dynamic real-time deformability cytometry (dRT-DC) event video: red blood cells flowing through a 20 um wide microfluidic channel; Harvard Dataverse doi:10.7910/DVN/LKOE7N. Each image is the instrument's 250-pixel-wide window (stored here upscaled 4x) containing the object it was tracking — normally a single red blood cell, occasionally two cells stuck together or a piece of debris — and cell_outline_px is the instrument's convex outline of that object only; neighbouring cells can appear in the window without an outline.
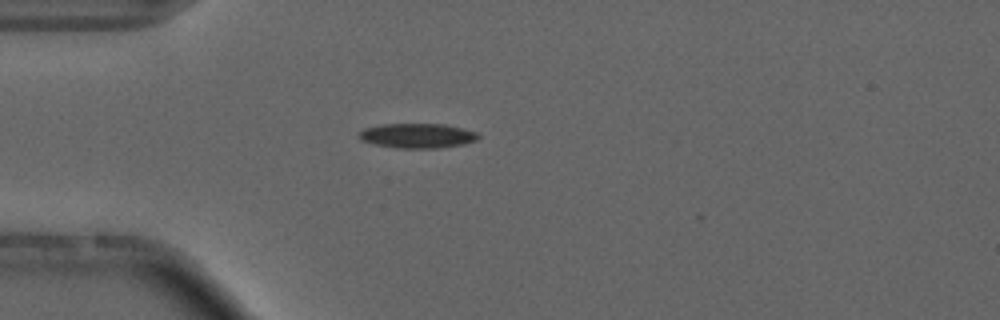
{"species": "common noctule bat (a hibernating species)", "species_latin": "Nyctalus noctula", "temperature_condition": "cold", "stored_images_in_passage": 1, "camera_frame_rate_fps": 3000, "um_per_image_px": 0.085, "animal": {"sex": "male", "forearm_length_mm": 52.5}, "frame": {"image": 1, "passage_image": 1, "time_ms": 0.0, "image_size_px": [1000, 320], "cell_outline_px": [[480, 136], [476, 140], [464, 144], [436, 148], [396, 148], [376, 144], [360, 140], [360, 132], [364, 128], [380, 124], [444, 124], [476, 132]], "centroid_in_image_um": [35.47, 11.53], "position_along_channel_um": 49.5, "area_um2": 16.99}}